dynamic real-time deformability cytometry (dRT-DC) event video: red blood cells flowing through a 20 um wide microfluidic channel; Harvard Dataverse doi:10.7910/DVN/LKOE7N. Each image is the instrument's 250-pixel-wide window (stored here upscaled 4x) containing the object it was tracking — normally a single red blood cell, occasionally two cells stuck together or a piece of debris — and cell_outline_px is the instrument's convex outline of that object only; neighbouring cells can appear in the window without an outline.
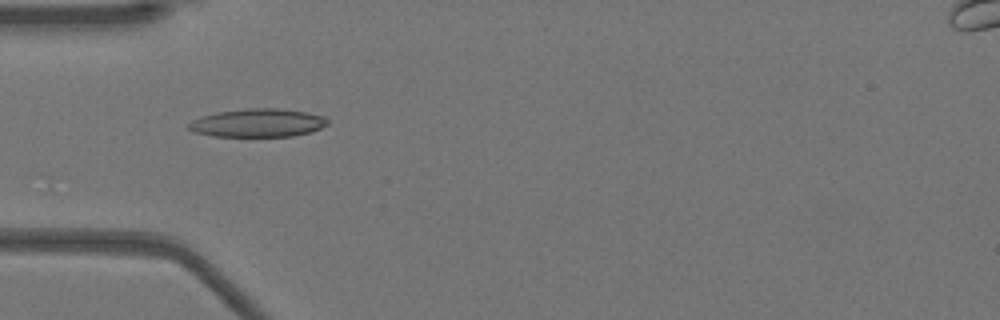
{"species": "Egyptian fruit bat (a non-hibernating species)", "species_latin": "Rousettus aegyptiacus", "temperature_condition": "warm", "stored_images_in_passage": 37, "camera_frame_rate_fps": 3000, "um_per_image_px": 0.085, "animal": {"sex": "female"}, "frame": {"image": 1, "passage_image": 2, "time_ms": 0.333, "image_size_px": [1000, 320], "cell_outline_px": [[328, 124], [312, 132], [292, 136], [212, 136], [192, 132], [188, 128], [188, 124], [192, 120], [216, 112], [244, 108], [276, 108], [308, 112], [324, 116], [328, 120]], "centroid_in_image_um": [21.92, 10.44], "position_along_channel_um": 63.1, "area_um2": 23.0}}
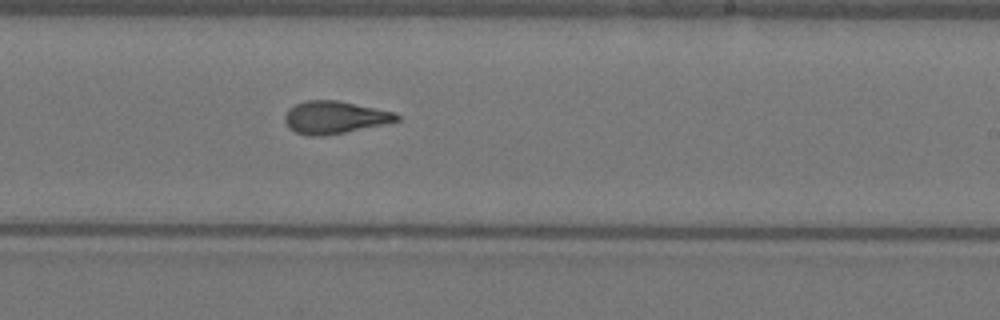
{"frame": {"image": 2, "passage_image": 17, "time_ms": 5.333, "image_size_px": [1000, 320], "cell_outline_px": [[400, 120], [384, 124], [324, 136], [308, 136], [296, 132], [288, 128], [284, 120], [284, 116], [288, 108], [296, 104], [308, 100], [336, 100], [396, 112], [400, 116]], "centroid_in_image_um": [28.42, 9.98], "position_along_channel_um": 260.6, "area_um2": 21.21}}
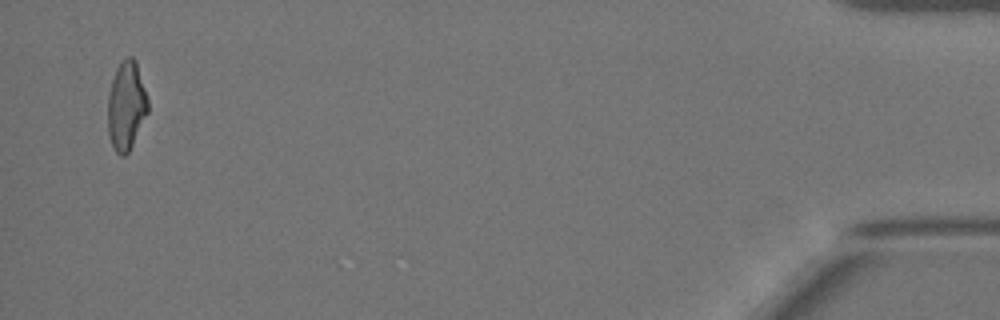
{"frame": {"image": 3, "passage_image": 36, "time_ms": 11.667, "image_size_px": [1000, 320], "cell_outline_px": [[148, 112], [128, 152], [124, 156], [120, 156], [116, 152], [108, 136], [108, 96], [112, 80], [116, 68], [128, 56], [132, 56], [136, 60], [148, 100]], "centroid_in_image_um": [10.73, 8.99], "position_along_channel_um": 424.5, "area_um2": 20.52}, "authors_computed_cell_mechanics": {"area_um2": 20.9236, "velocity_mm_per_s": 3.9612, "shape_relaxation_time_tau1_ms": null, "shape_relaxation_time_tau2_ms": 1.992, "deformation_change_tau1": null, "deformation_change_tau2": 0.1101}}